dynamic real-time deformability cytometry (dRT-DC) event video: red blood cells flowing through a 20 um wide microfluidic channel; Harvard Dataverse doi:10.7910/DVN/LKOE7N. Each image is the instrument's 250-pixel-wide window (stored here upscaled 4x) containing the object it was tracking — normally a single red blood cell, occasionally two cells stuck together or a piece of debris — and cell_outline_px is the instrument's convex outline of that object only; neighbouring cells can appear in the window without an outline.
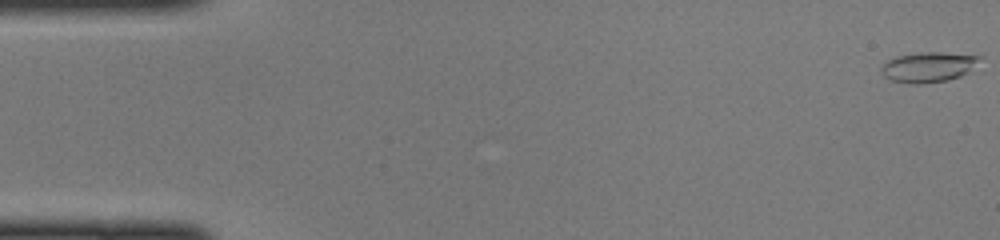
{"species": "common noctule bat (a hibernating species)", "species_latin": "Nyctalus noctula", "temperature_condition": "cold", "stored_images_in_passage": 47, "camera_frame_rate_fps": 3000, "um_per_image_px": 0.085, "animal": {"sex": "female", "body_mass_g": 22.0, "forearm_length_mm": 56.7}, "frame": {"image": 1, "passage_image": 1, "time_ms": 0.0, "image_size_px": [1000, 240], "cell_outline_px": [[984, 56], [968, 72], [960, 76], [948, 80], [920, 84], [908, 84], [888, 80], [880, 72], [880, 68], [888, 60], [896, 56], [920, 52], [940, 52]], "centroid_in_image_um": [78.88, 5.7], "position_along_channel_um": 6.1, "area_um2": 17.46}}
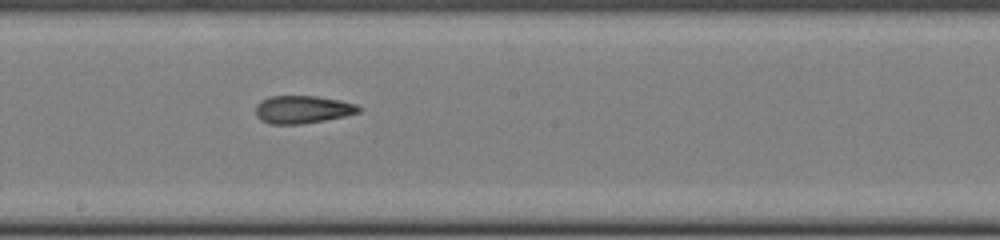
{"frame": {"image": 2, "passage_image": 26, "time_ms": 8.333, "image_size_px": [1000, 240], "cell_outline_px": [[364, 108], [360, 112], [344, 116], [324, 120], [300, 124], [272, 124], [260, 120], [256, 116], [256, 104], [260, 100], [272, 96], [316, 96], [340, 100], [356, 104]], "centroid_in_image_um": [25.72, 9.3], "position_along_channel_um": 222.5, "area_um2": 16.76}}
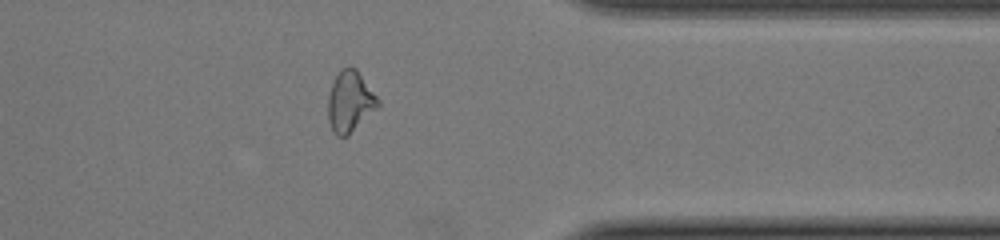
{"frame": {"image": 3, "passage_image": 38, "time_ms": 12.333, "image_size_px": [1000, 240], "cell_outline_px": [[380, 104], [348, 136], [336, 136], [332, 132], [328, 120], [328, 96], [332, 80], [340, 68], [348, 64], [356, 68], [380, 100]], "centroid_in_image_um": [29.72, 8.6], "position_along_channel_um": 381.7, "area_um2": 18.03}}